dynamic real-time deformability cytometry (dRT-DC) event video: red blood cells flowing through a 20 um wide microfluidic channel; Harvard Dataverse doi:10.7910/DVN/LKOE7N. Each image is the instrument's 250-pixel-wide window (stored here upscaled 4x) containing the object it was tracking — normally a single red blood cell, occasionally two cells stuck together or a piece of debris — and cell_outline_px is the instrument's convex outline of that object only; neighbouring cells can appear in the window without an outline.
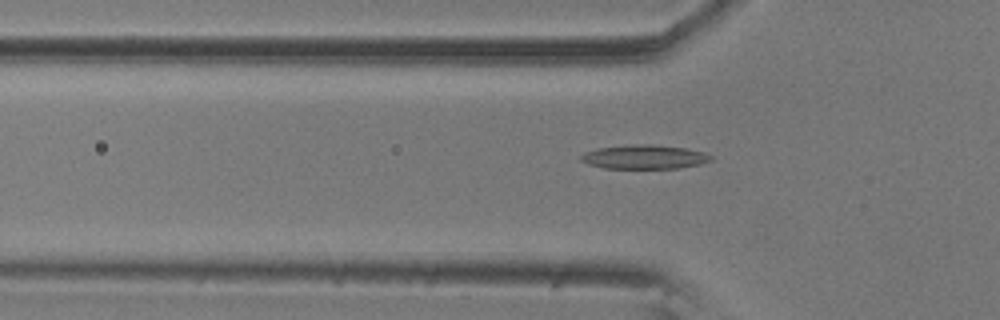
{"species": "common noctule bat (a hibernating species)", "species_latin": "Nyctalus noctula", "temperature_condition": "room temperature", "stored_images_in_passage": 57, "camera_frame_rate_fps": 3000, "um_per_image_px": 0.085, "animal": {"sex": "male", "body_mass_g": 20.5, "forearm_length_mm": 52.5}, "frame": {"image": 1, "passage_image": 18, "time_ms": 5.667, "image_size_px": [1000, 320], "cell_outline_px": [[712, 160], [700, 164], [676, 168], [604, 168], [588, 164], [580, 160], [580, 156], [584, 152], [596, 148], [636, 144], [652, 144], [684, 148], [704, 152], [712, 156]], "centroid_in_image_um": [54.74, 13.33], "position_along_channel_um": 71.1, "area_um2": 18.15}}
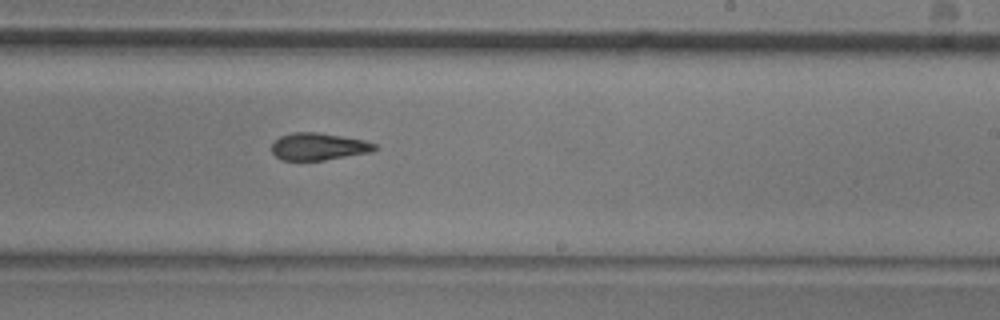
{"frame": {"image": 2, "passage_image": 34, "time_ms": 11.0, "image_size_px": [1000, 320], "cell_outline_px": [[380, 148], [372, 152], [324, 160], [280, 160], [272, 152], [272, 144], [280, 136], [292, 132], [316, 132], [364, 140], [376, 144]], "centroid_in_image_um": [27.1, 12.46], "position_along_channel_um": 261.9, "area_um2": 16.36}}
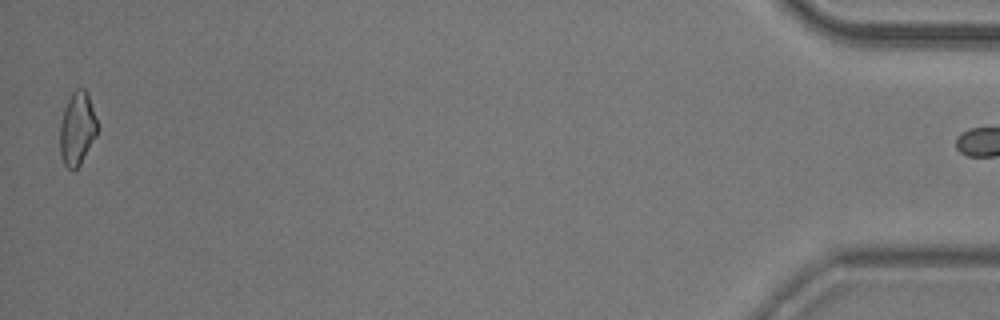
{"frame": {"image": 3, "passage_image": 56, "time_ms": 18.333, "image_size_px": [1000, 320], "cell_outline_px": [[96, 136], [80, 164], [72, 172], [64, 164], [60, 156], [60, 124], [64, 108], [72, 92], [76, 88], [84, 88], [88, 92], [96, 120]], "centroid_in_image_um": [6.54, 10.93], "position_along_channel_um": 428.7, "area_um2": 15.84}}